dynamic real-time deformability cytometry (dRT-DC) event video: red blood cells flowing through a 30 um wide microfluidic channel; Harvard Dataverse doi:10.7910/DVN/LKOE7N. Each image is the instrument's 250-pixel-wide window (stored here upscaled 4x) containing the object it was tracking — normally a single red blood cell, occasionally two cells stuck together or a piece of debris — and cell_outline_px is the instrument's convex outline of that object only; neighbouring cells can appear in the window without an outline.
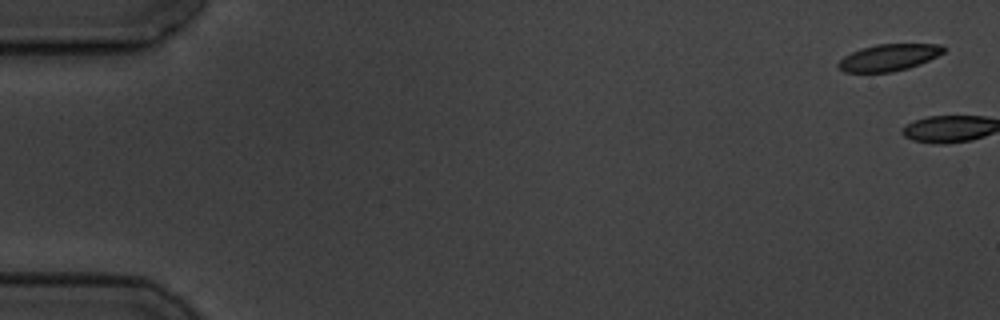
{"species": "common noctule bat (a hibernating species)", "species_latin": "Nyctalus noctula", "temperature_condition": "cold", "stored_images_in_passage": 8, "camera_frame_rate_fps": 3000, "um_per_image_px": 0.085, "animal": {"sex": "male", "body_mass_g": 19.5, "forearm_length_mm": 54.6}, "frame": {"image": 1, "passage_image": 1, "time_ms": 0.0, "image_size_px": [1000, 320], "cell_outline_px": [[948, 48], [944, 52], [920, 64], [908, 68], [892, 72], [844, 72], [836, 64], [844, 56], [860, 48], [876, 44], [940, 44]], "centroid_in_image_um": [75.56, 4.88], "position_along_channel_um": 9.4, "area_um2": 16.42}}